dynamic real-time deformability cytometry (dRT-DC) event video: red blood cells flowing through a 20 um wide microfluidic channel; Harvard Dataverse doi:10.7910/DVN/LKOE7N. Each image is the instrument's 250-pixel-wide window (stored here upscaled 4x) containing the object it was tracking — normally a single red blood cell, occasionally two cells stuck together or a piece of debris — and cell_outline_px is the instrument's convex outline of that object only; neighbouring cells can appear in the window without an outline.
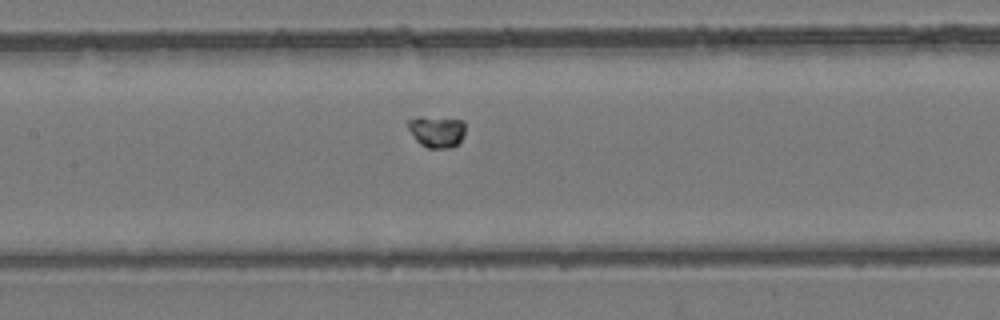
{"species": "common noctule bat (a hibernating species)", "species_latin": "Nyctalus noctula", "temperature_condition": "room temperature", "stored_images_in_passage": 37, "camera_frame_rate_fps": 3000, "um_per_image_px": 0.085, "animal": {"sex": "female", "body_mass_g": 24.6, "forearm_length_mm": 56.2}, "frame": {"image": 1, "passage_image": 15, "time_ms": 4.667, "image_size_px": [1000, 320], "cell_outline_px": [[464, 136], [452, 148], [428, 148], [420, 144], [416, 140], [408, 128], [408, 120], [420, 116], [464, 120]], "centroid_in_image_um": [37.12, 11.18], "position_along_channel_um": 170.3, "area_um2": 10.52}}
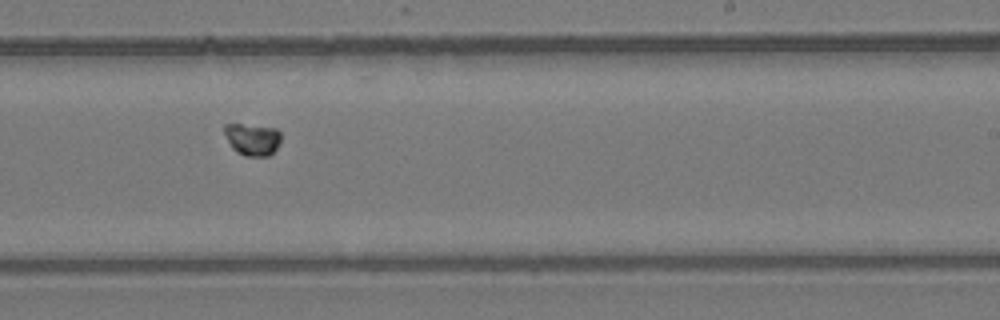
{"frame": {"image": 2, "passage_image": 22, "time_ms": 7.0, "image_size_px": [1000, 320], "cell_outline_px": [[280, 140], [276, 148], [268, 156], [244, 156], [236, 152], [232, 148], [224, 132], [224, 124], [240, 124], [276, 128], [280, 132]], "centroid_in_image_um": [21.44, 11.84], "position_along_channel_um": 267.6, "area_um2": 10.46}}
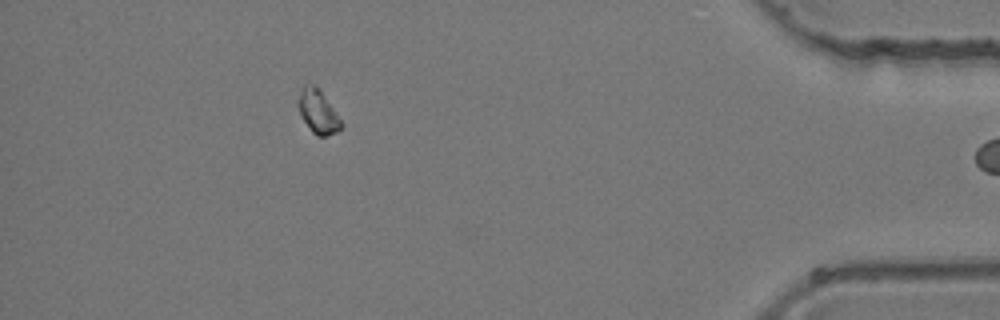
{"frame": {"image": 3, "passage_image": 36, "time_ms": 11.667, "image_size_px": [1000, 320], "cell_outline_px": [[344, 124], [336, 132], [324, 136], [316, 136], [312, 132], [300, 116], [296, 100], [304, 84], [316, 84], [320, 88]], "centroid_in_image_um": [27.0, 9.46], "position_along_channel_um": 408.2, "area_um2": 11.16}}